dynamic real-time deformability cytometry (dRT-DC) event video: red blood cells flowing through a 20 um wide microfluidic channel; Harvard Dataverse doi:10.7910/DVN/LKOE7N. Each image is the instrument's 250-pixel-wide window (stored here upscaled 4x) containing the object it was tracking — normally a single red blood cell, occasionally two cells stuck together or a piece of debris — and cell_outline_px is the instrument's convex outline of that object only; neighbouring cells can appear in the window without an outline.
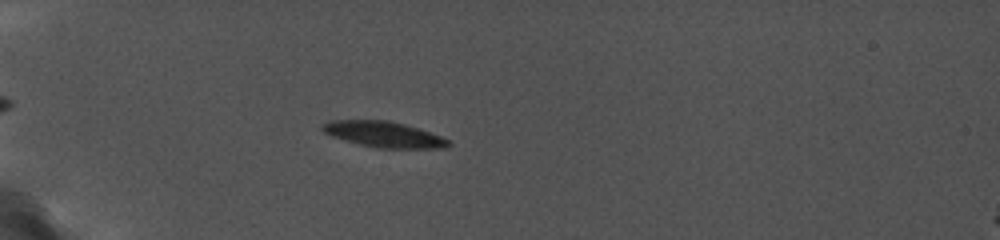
{"species": "common noctule bat (a hibernating species)", "species_latin": "Nyctalus noctula", "temperature_condition": "cold", "stored_images_in_passage": 34, "camera_frame_rate_fps": 5000, "um_per_image_px": 0.085, "animal": {"sex": "female", "body_mass_g": 19.0, "forearm_length_mm": 56.7}, "frame": {"image": 1, "passage_image": 5, "time_ms": 1.6, "image_size_px": [1000, 240], "cell_outline_px": [[452, 144], [448, 148], [376, 148], [344, 140], [332, 136], [324, 132], [320, 128], [320, 124], [332, 120], [388, 120], [404, 124], [440, 136], [448, 140]], "centroid_in_image_um": [32.59, 11.42], "position_along_channel_um": 52.4, "area_um2": 18.84}}
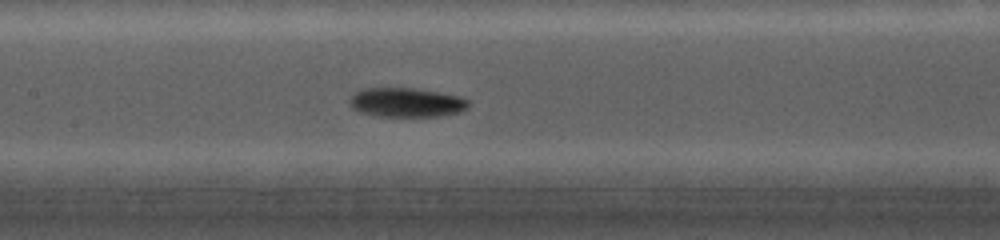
{"frame": {"image": 2, "passage_image": 18, "time_ms": 5.6, "image_size_px": [1000, 240], "cell_outline_px": [[472, 104], [468, 108], [460, 112], [440, 116], [372, 116], [360, 112], [352, 108], [348, 100], [356, 92], [368, 88], [408, 88], [456, 96], [468, 100]], "centroid_in_image_um": [34.52, 8.73], "position_along_channel_um": 172.9, "area_um2": 20.0}}
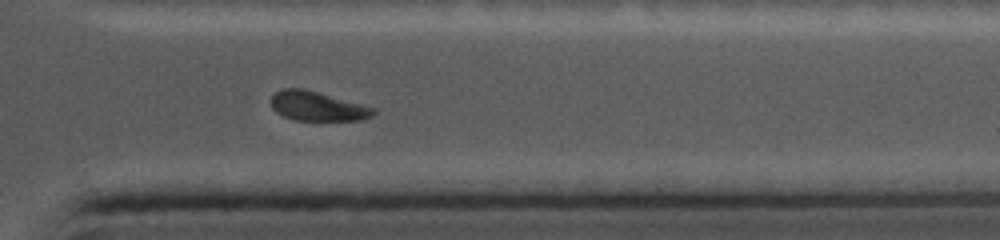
{"frame": {"image": 3, "passage_image": 32, "time_ms": 11.2, "image_size_px": [1000, 240], "cell_outline_px": [[376, 112], [372, 116], [360, 120], [296, 120], [284, 116], [276, 112], [272, 108], [272, 96], [280, 88], [304, 88], [376, 108]], "centroid_in_image_um": [26.98, 9.02], "position_along_channel_um": 384.4, "area_um2": 17.46}}